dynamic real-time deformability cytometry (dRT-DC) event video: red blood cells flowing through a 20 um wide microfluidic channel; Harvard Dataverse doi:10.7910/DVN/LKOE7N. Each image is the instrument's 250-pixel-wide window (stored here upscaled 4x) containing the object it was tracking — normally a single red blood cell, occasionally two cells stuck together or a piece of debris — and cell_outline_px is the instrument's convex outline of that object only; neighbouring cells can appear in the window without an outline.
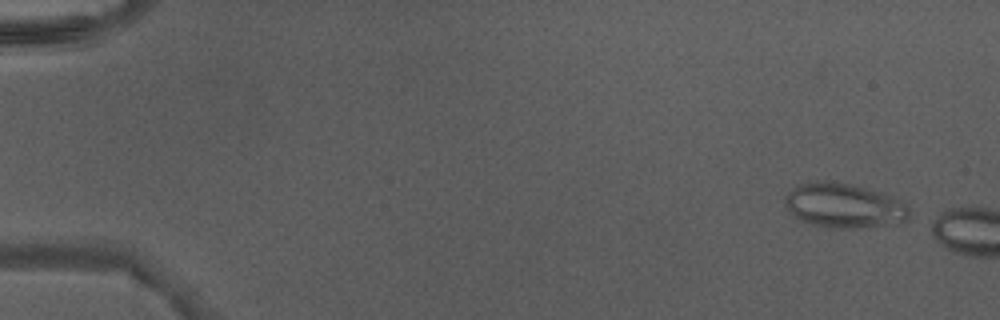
{"species": "Egyptian fruit bat (a non-hibernating species)", "species_latin": "Rousettus aegyptiacus", "temperature_condition": "warm", "stored_images_in_passage": 9, "camera_frame_rate_fps": 3000, "um_per_image_px": 0.085, "animal": {"sex": "male"}, "frame": {"image": 1, "passage_image": 2, "time_ms": 0.333, "image_size_px": [1000, 320], "cell_outline_px": [[908, 220], [888, 224], [860, 228], [828, 228], [800, 220], [784, 204], [784, 196], [788, 192], [800, 184], [816, 180], [824, 180], [852, 184], [880, 192], [900, 200], [908, 208]], "centroid_in_image_um": [71.71, 17.46], "position_along_channel_um": 13.3, "area_um2": 32.02}}